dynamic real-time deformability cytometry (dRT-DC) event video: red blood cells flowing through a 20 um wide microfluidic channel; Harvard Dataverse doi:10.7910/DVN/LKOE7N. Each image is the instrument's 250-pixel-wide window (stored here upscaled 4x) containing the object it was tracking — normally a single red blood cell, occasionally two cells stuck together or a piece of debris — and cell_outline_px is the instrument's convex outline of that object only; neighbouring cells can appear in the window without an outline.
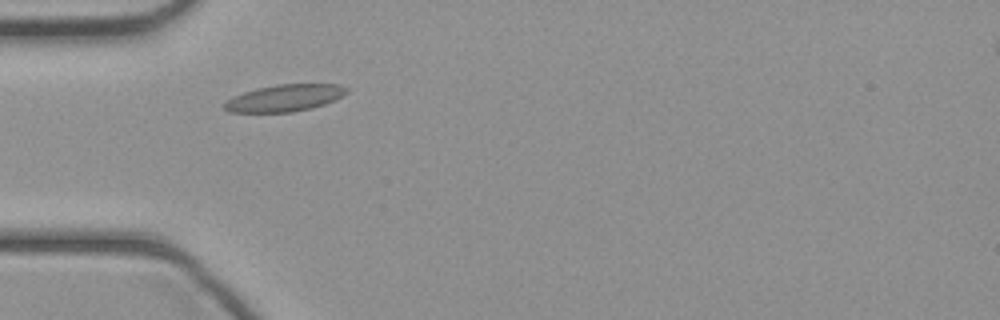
{"species": "common noctule bat (a hibernating species)", "species_latin": "Nyctalus noctula", "temperature_condition": "cold", "stored_images_in_passage": 32, "camera_frame_rate_fps": 3000, "um_per_image_px": 0.085, "animal": {"sex": "female", "body_mass_g": 21.9}, "frame": {"image": 1, "passage_image": 1, "time_ms": 0.0, "image_size_px": [1000, 320], "cell_outline_px": [[348, 92], [324, 104], [312, 108], [292, 112], [228, 112], [224, 108], [224, 100], [232, 96], [256, 88], [276, 84], [340, 84], [348, 88]], "centroid_in_image_um": [24.15, 8.32], "position_along_channel_um": 60.9, "area_um2": 19.19}}
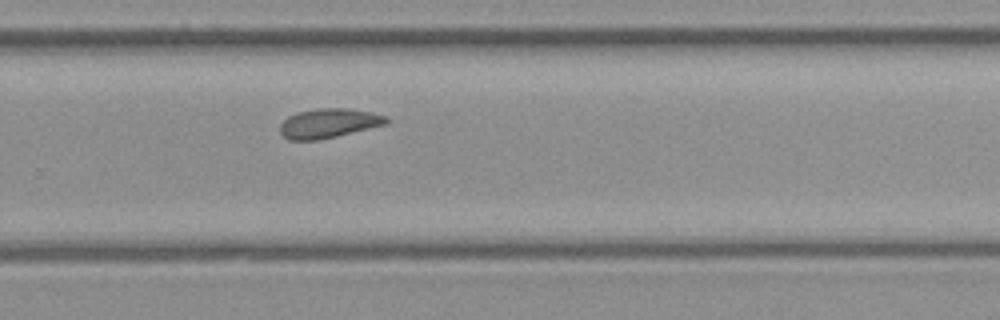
{"frame": {"image": 2, "passage_image": 17, "time_ms": 5.333, "image_size_px": [1000, 320], "cell_outline_px": [[388, 124], [336, 136], [316, 140], [288, 140], [280, 132], [280, 124], [288, 116], [296, 112], [320, 108], [348, 108], [372, 112], [388, 116]], "centroid_in_image_um": [27.95, 10.47], "position_along_channel_um": 301.8, "area_um2": 18.26}}
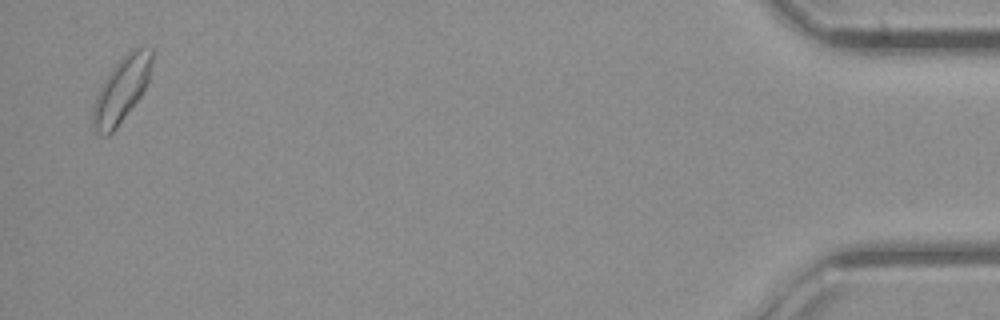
{"frame": {"image": 3, "passage_image": 31, "time_ms": 10.0, "image_size_px": [1000, 320], "cell_outline_px": [[152, 64], [148, 80], [140, 96], [116, 128], [108, 136], [100, 136], [92, 132], [92, 108], [96, 96], [104, 80], [112, 68], [132, 48], [152, 48]], "centroid_in_image_um": [10.28, 7.68], "position_along_channel_um": 424.9, "area_um2": 22.2}}